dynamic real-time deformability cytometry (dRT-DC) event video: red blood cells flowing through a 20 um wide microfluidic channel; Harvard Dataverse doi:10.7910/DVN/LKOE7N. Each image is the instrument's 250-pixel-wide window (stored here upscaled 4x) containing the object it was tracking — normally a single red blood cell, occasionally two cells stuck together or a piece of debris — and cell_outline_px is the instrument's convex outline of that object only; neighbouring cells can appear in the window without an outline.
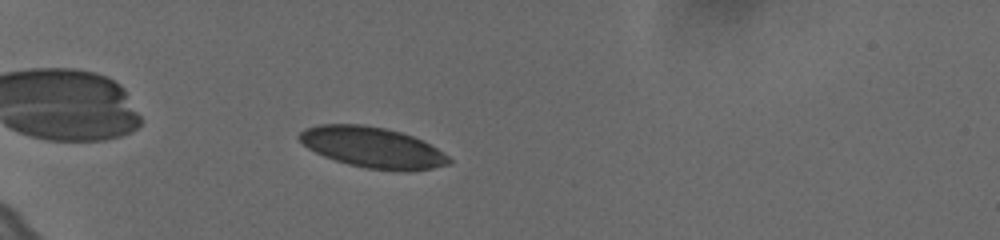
{"species": "human", "species_latin": "Homo sapiens", "temperature_condition": "cold", "stored_images_in_passage": 45, "camera_frame_rate_fps": 3000, "um_per_image_px": 0.085, "donor": {"sex": "female"}, "frame": {"image": 1, "passage_image": 5, "time_ms": 1.333, "image_size_px": [1000, 240], "cell_outline_px": [[452, 164], [432, 168], [408, 172], [400, 172], [364, 168], [348, 164], [324, 156], [308, 148], [296, 136], [304, 128], [316, 124], [364, 124], [384, 128], [400, 132], [412, 136], [436, 148], [448, 156], [452, 160]], "centroid_in_image_um": [31.66, 12.54], "position_along_channel_um": 53.3, "area_um2": 35.66}}
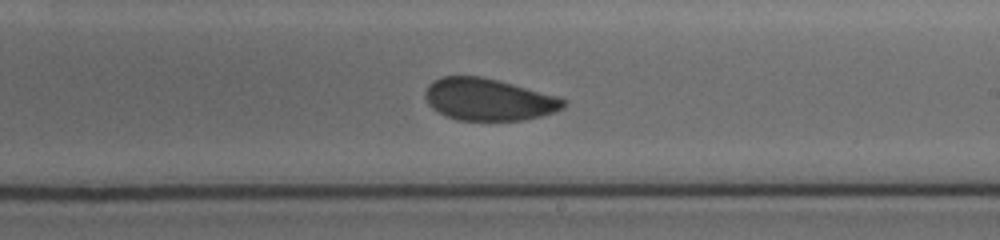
{"frame": {"image": 2, "passage_image": 24, "time_ms": 7.667, "image_size_px": [1000, 240], "cell_outline_px": [[568, 100], [564, 108], [540, 116], [524, 120], [456, 120], [432, 108], [428, 104], [424, 96], [424, 92], [428, 84], [432, 80], [440, 76], [484, 76], [556, 96]], "centroid_in_image_um": [41.49, 8.44], "position_along_channel_um": 247.5, "area_um2": 33.93}}
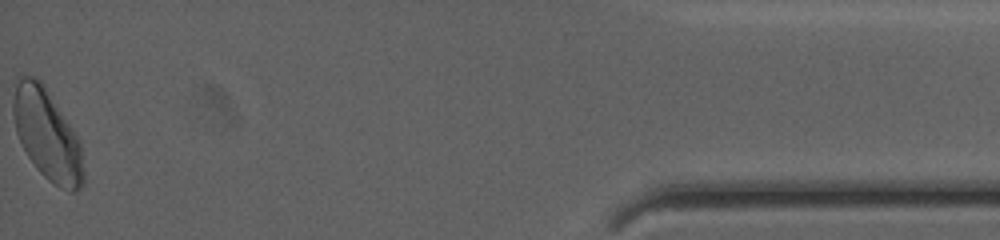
{"frame": {"image": 3, "passage_image": 45, "time_ms": 14.667, "image_size_px": [1000, 240], "cell_outline_px": [[84, 180], [80, 188], [76, 192], [68, 192], [52, 184], [36, 168], [28, 156], [16, 132], [12, 116], [12, 80], [20, 76], [36, 76], [44, 84], [80, 140], [84, 172]], "centroid_in_image_um": [3.97, 11.41], "position_along_channel_um": 431.2, "area_um2": 37.86}, "authors_computed_cell_mechanics": {"area_um2": 35.258, "velocity_mm_per_s": 3.6082, "shape_relaxation_time_tau1_ms": null, "shape_relaxation_time_tau2_ms": 1.963, "deformation_change_tau1": null, "deformation_change_tau2": 0.068}}